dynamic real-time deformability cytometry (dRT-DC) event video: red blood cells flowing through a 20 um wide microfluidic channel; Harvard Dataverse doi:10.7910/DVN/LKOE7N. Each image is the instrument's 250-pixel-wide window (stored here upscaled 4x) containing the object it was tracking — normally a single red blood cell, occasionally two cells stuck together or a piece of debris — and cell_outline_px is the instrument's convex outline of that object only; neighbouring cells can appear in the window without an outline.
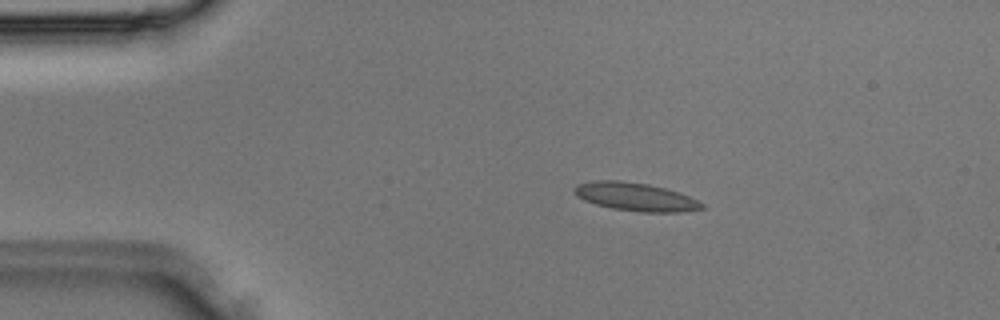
{"species": "Egyptian fruit bat (a non-hibernating species)", "species_latin": "Rousettus aegyptiacus", "temperature_condition": "room temperature", "stored_images_in_passage": 1, "camera_frame_rate_fps": 3000, "um_per_image_px": 0.085, "animal": {"sex": "male"}, "frame": {"image": 1, "passage_image": 1, "time_ms": 0.0, "image_size_px": [1000, 320], "cell_outline_px": [[704, 208], [680, 212], [640, 212], [612, 208], [596, 204], [584, 200], [576, 196], [572, 192], [572, 188], [576, 184], [592, 180], [620, 180], [648, 184], [680, 192], [704, 204]], "centroid_in_image_um": [53.95, 16.71], "position_along_channel_um": 31.0, "area_um2": 21.1}}